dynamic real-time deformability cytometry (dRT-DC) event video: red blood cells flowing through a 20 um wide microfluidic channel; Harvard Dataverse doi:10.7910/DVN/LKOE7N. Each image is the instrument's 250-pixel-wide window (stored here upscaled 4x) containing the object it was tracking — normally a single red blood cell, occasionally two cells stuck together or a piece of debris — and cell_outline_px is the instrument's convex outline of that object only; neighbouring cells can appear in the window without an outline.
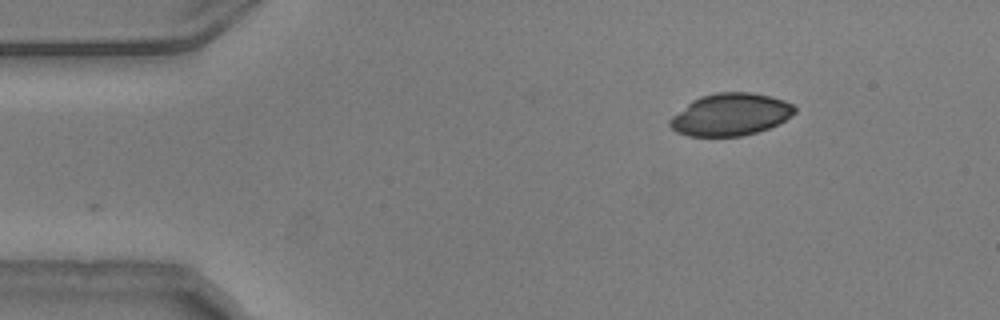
{"species": "common noctule bat (a hibernating species)", "species_latin": "Nyctalus noctula", "temperature_condition": "warm", "stored_images_in_passage": 42, "camera_frame_rate_fps": 3000, "um_per_image_px": 0.085, "animal": {"sex": "male", "body_mass_g": 20.5, "forearm_length_mm": 52.5}, "frame": {"image": 1, "passage_image": 1, "time_ms": 0.0, "image_size_px": [1000, 320], "cell_outline_px": [[796, 112], [784, 120], [768, 128], [756, 132], [740, 136], [688, 136], [676, 132], [668, 124], [668, 120], [672, 116], [692, 100], [700, 96], [716, 92], [748, 92], [768, 96], [784, 100], [792, 104], [796, 108]], "centroid_in_image_um": [62.06, 9.73], "position_along_channel_um": 22.9, "area_um2": 30.58}}